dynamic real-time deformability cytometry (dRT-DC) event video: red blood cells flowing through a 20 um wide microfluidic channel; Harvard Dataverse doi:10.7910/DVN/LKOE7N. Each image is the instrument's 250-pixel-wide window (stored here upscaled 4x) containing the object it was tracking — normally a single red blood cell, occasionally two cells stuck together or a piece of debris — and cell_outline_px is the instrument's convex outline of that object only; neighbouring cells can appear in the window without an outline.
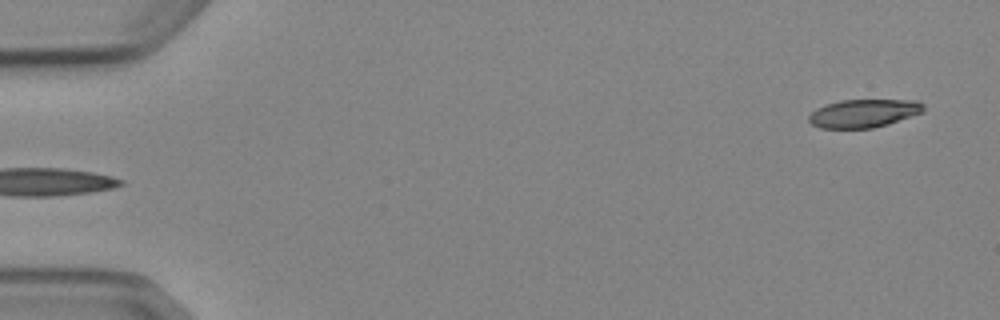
{"species": "Egyptian fruit bat (a non-hibernating species)", "species_latin": "Rousettus aegyptiacus", "temperature_condition": "cold", "stored_images_in_passage": 5, "segment_of_instrument_passage": [2, 2], "camera_frame_rate_fps": 3000, "um_per_image_px": 0.085, "animal": {"sex": "female"}, "frame": {"image": 1, "passage_image": 5, "time_ms": 5.667, "image_size_px": [1000, 320], "cell_outline_px": [[924, 112], [888, 124], [872, 128], [820, 128], [812, 124], [808, 120], [808, 116], [816, 108], [840, 100], [916, 100], [924, 104]], "centroid_in_image_um": [73.42, 9.63], "position_along_channel_um": 11.6, "area_um2": 18.84}}